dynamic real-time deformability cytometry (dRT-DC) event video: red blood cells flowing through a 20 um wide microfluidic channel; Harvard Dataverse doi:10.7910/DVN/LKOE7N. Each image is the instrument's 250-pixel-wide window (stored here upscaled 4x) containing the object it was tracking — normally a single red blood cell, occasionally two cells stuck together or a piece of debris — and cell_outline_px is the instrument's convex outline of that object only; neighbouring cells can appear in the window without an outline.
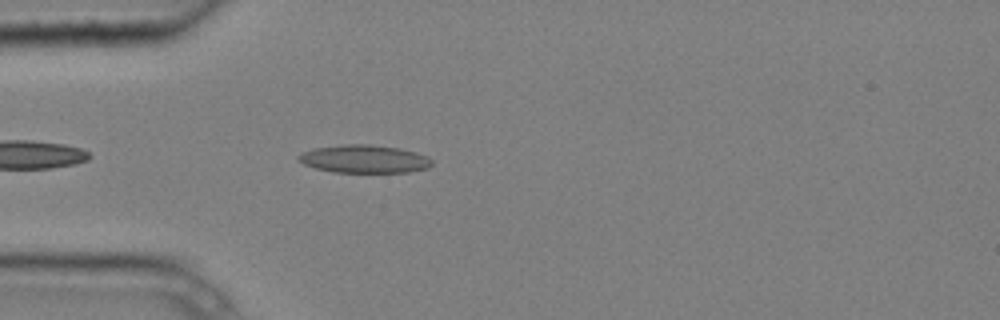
{"species": "common noctule bat (a hibernating species)", "species_latin": "Nyctalus noctula", "temperature_condition": "cold", "stored_images_in_passage": 4, "camera_frame_rate_fps": 3000, "um_per_image_px": 0.085, "animal": {"sex": "male", "body_mass_g": 20.4}, "frame": {"image": 1, "passage_image": 4, "time_ms": 1.0, "image_size_px": [1000, 320], "cell_outline_px": [[432, 164], [428, 168], [408, 172], [332, 172], [316, 168], [304, 164], [296, 156], [300, 152], [312, 148], [348, 144], [368, 144], [400, 148], [416, 152], [428, 156], [432, 160]], "centroid_in_image_um": [30.96, 13.5], "position_along_channel_um": 54.0, "area_um2": 21.85}}